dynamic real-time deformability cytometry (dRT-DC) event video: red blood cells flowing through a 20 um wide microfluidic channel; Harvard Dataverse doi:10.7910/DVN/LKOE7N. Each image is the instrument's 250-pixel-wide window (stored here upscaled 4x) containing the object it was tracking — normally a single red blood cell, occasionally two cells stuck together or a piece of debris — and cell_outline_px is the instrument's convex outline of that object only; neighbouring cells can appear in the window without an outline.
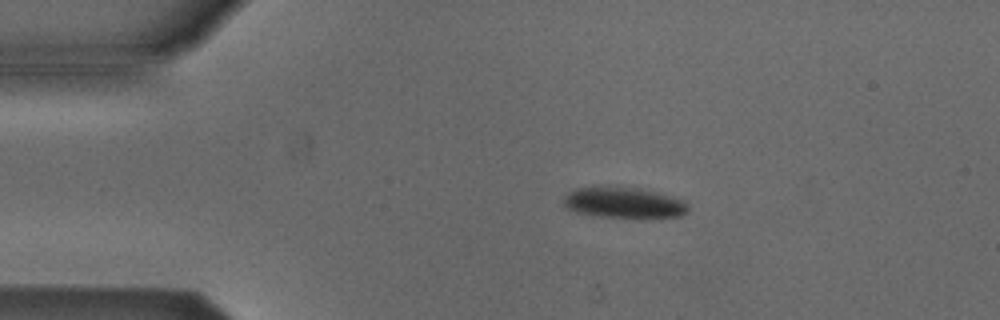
{"species": "Egyptian fruit bat (a non-hibernating species)", "species_latin": "Rousettus aegyptiacus", "temperature_condition": "cold", "stored_images_in_passage": 4, "camera_frame_rate_fps": 3000, "um_per_image_px": 0.085, "animal": {"sex": "male"}, "frame": {"image": 1, "passage_image": 2, "time_ms": 1.333, "image_size_px": [1000, 320], "cell_outline_px": [[688, 212], [680, 216], [644, 220], [640, 220], [600, 216], [576, 212], [568, 208], [564, 204], [564, 196], [568, 192], [576, 188], [596, 184], [608, 184], [636, 188], [684, 200], [688, 204]], "centroid_in_image_um": [53.01, 17.23], "position_along_channel_um": 32.0, "area_um2": 23.47}}
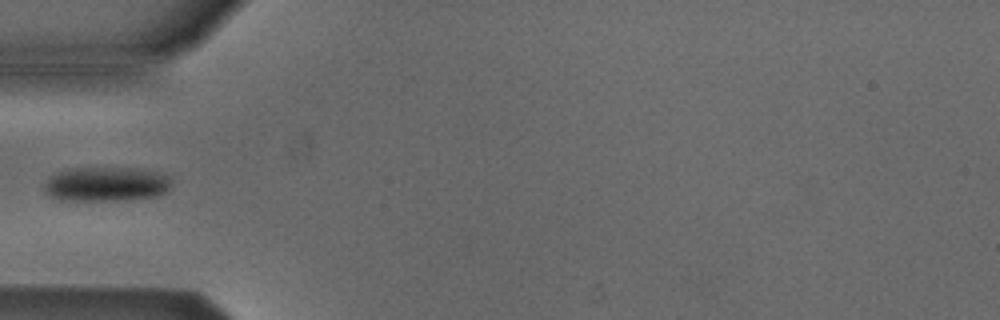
{"frame": {"image": 2, "passage_image": 4, "time_ms": 3.667, "image_size_px": [1000, 320], "cell_outline_px": [[172, 188], [156, 196], [124, 200], [60, 200], [44, 192], [44, 184], [48, 176], [64, 168], [144, 168], [172, 176]], "centroid_in_image_um": [9.05, 15.63], "position_along_channel_um": 76.0, "area_um2": 26.13}}